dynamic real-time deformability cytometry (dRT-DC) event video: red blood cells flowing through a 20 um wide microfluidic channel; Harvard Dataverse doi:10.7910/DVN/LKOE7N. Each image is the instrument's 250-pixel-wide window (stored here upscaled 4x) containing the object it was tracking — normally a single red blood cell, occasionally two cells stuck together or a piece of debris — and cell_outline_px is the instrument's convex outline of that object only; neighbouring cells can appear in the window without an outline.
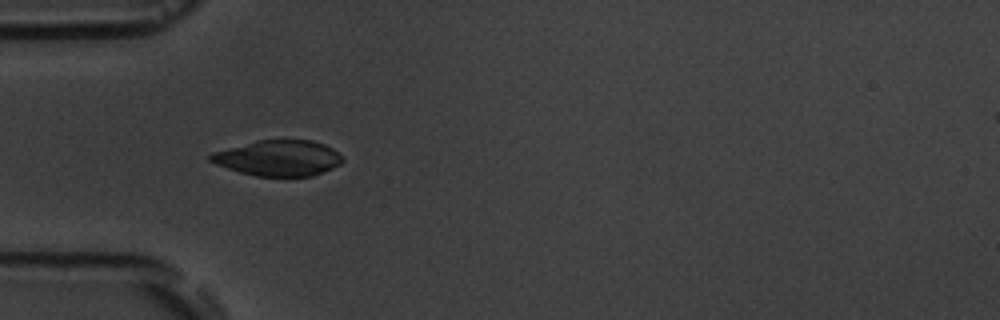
{"species": "common noctule bat (a hibernating species)", "species_latin": "Nyctalus noctula", "temperature_condition": "room temperature", "stored_images_in_passage": 5, "camera_frame_rate_fps": 3000, "um_per_image_px": 0.085, "animal": {"sex": "male", "body_mass_g": 19.5, "forearm_length_mm": 54.6}, "frame": {"image": 1, "passage_image": 4, "time_ms": 4.333, "image_size_px": [1000, 320], "cell_outline_px": [[344, 160], [340, 164], [332, 168], [312, 176], [256, 176], [240, 172], [216, 164], [208, 160], [208, 156], [212, 152], [256, 140], [312, 140], [324, 144], [332, 148], [344, 156]], "centroid_in_image_um": [23.67, 13.43], "position_along_channel_um": 61.3, "area_um2": 27.51}}
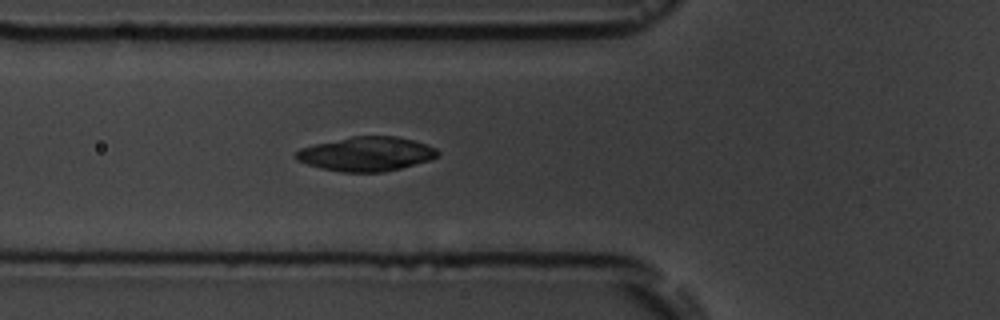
{"frame": {"image": 2, "passage_image": 5, "time_ms": 5.333, "image_size_px": [1000, 320], "cell_outline_px": [[440, 156], [428, 160], [400, 168], [384, 172], [340, 172], [320, 168], [296, 160], [292, 156], [300, 148], [316, 144], [352, 136], [396, 136], [428, 144], [436, 148], [440, 152]], "centroid_in_image_um": [31.14, 13.09], "position_along_channel_um": 94.7, "area_um2": 28.32}}